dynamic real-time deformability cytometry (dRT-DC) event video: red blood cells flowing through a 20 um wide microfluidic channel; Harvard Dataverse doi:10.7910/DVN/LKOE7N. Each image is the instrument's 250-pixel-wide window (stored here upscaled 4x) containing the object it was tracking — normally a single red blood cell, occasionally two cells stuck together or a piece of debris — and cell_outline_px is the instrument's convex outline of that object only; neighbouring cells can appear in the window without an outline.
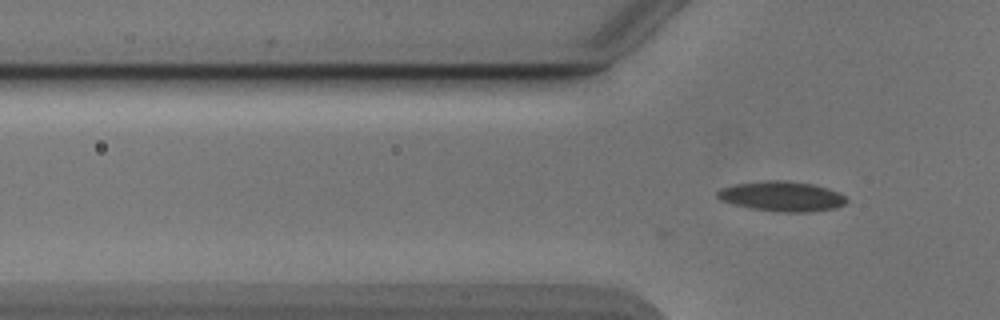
{"species": "Egyptian fruit bat (a non-hibernating species)", "species_latin": "Rousettus aegyptiacus", "temperature_condition": "cold", "stored_images_in_passage": 2, "camera_frame_rate_fps": 3000, "um_per_image_px": 0.085, "animal": {"sex": "male"}, "frame": {"image": 1, "passage_image": 2, "time_ms": 0.333, "image_size_px": [1000, 320], "cell_outline_px": [[848, 200], [844, 204], [836, 208], [812, 212], [776, 212], [752, 208], [720, 200], [716, 196], [716, 192], [720, 188], [736, 184], [764, 180], [784, 180], [812, 184], [828, 188], [844, 196]], "centroid_in_image_um": [66.45, 16.69], "position_along_channel_um": 59.3, "area_um2": 22.54}}